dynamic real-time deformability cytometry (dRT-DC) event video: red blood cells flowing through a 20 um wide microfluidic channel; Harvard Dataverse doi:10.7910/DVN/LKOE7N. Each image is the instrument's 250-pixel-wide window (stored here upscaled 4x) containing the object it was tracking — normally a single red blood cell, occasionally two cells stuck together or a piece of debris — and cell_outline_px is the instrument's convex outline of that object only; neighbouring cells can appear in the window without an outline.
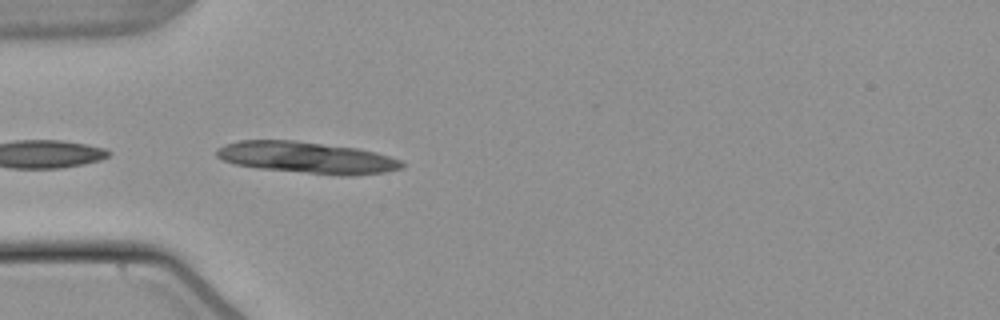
{"species": "common noctule bat (a hibernating species)", "species_latin": "Nyctalus noctula", "temperature_condition": "warm", "stored_images_in_passage": 13, "camera_frame_rate_fps": 3000, "um_per_image_px": 0.085, "animal": {"sex": "male", "body_mass_g": 21.5, "forearm_length_mm": 52.0}, "frame": {"image": 1, "passage_image": 1, "time_ms": 0.0, "image_size_px": [1000, 320], "cell_outline_px": [[404, 168], [384, 172], [352, 176], [340, 176], [260, 168], [236, 164], [224, 160], [216, 156], [216, 148], [240, 140], [296, 140], [356, 148], [376, 152], [400, 160], [404, 164]], "centroid_in_image_um": [26.11, 13.4], "position_along_channel_um": 58.9, "area_um2": 33.99}}